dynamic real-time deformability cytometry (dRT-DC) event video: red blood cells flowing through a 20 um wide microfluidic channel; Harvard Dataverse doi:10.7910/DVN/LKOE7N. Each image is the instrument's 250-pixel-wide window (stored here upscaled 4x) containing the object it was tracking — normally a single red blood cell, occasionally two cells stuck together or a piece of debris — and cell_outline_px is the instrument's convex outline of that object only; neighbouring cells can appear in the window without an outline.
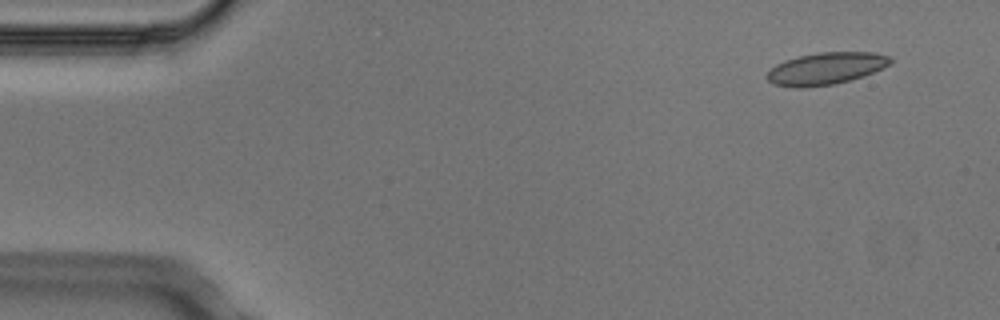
{"species": "Egyptian fruit bat (a non-hibernating species)", "species_latin": "Rousettus aegyptiacus", "temperature_condition": "cold", "stored_images_in_passage": 4, "camera_frame_rate_fps": 3000, "um_per_image_px": 0.085, "animal": {"sex": "male"}, "frame": {"image": 1, "passage_image": 1, "time_ms": 0.0, "image_size_px": [1000, 320], "cell_outline_px": [[892, 60], [888, 64], [872, 72], [848, 80], [832, 84], [800, 88], [796, 88], [772, 84], [768, 80], [768, 72], [776, 64], [784, 60], [800, 56], [820, 52], [872, 52], [892, 56]], "centroid_in_image_um": [70.17, 5.81], "position_along_channel_um": 14.8, "area_um2": 22.66}}
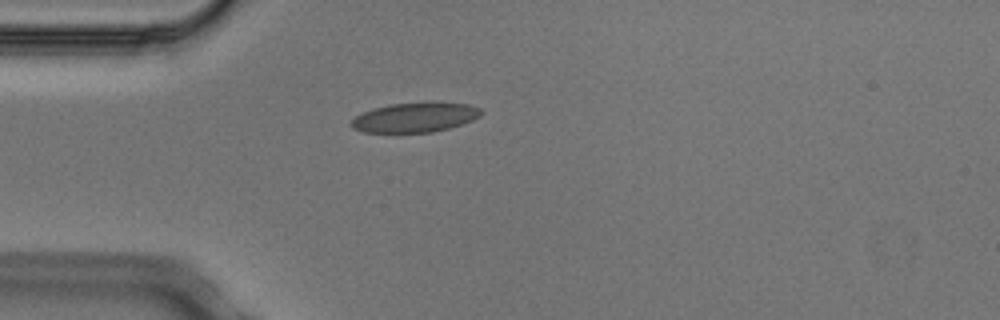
{"frame": {"image": 2, "passage_image": 4, "time_ms": 1.0, "image_size_px": [1000, 320], "cell_outline_px": [[484, 112], [480, 116], [472, 120], [448, 128], [432, 132], [364, 132], [352, 128], [348, 124], [356, 116], [372, 108], [388, 104], [432, 100], [468, 104], [480, 108]], "centroid_in_image_um": [35.29, 9.94], "position_along_channel_um": 49.7, "area_um2": 22.95}}